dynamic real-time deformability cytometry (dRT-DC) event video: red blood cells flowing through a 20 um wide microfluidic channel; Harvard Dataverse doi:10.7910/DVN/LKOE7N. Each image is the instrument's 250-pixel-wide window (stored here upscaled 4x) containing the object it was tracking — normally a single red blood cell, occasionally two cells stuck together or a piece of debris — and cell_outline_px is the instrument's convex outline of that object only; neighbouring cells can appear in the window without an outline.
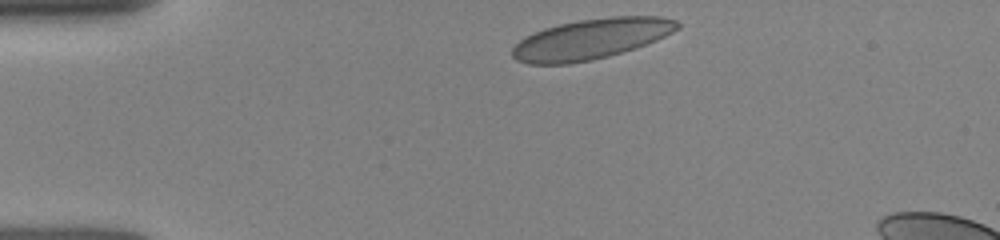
{"species": "human", "species_latin": "Homo sapiens", "temperature_condition": "room temperature", "stored_images_in_passage": 34, "camera_frame_rate_fps": 3000, "um_per_image_px": 0.085, "donor": {"sex": "female"}, "frame": {"image": 1, "passage_image": 1, "time_ms": 0.0, "image_size_px": [1000, 240], "cell_outline_px": [[680, 28], [656, 40], [636, 48], [608, 56], [592, 60], [568, 64], [528, 64], [516, 60], [512, 56], [512, 48], [520, 40], [544, 28], [560, 24], [580, 20], [612, 16], [660, 16], [676, 20], [680, 24]], "centroid_in_image_um": [50.26, 3.32], "position_along_channel_um": 34.7, "area_um2": 38.73}}
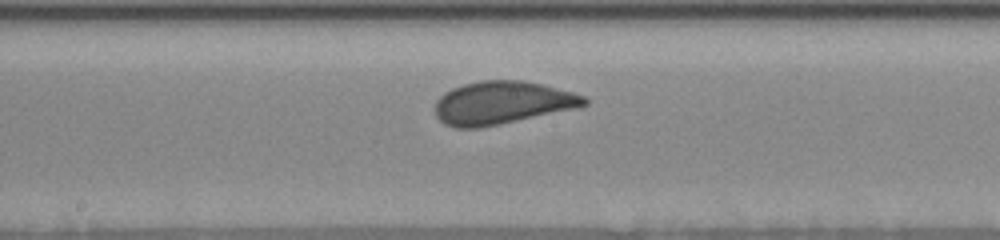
{"frame": {"image": 2, "passage_image": 14, "time_ms": 5.333, "image_size_px": [1000, 240], "cell_outline_px": [[588, 104], [580, 108], [480, 128], [456, 128], [444, 124], [436, 116], [436, 100], [444, 92], [452, 88], [464, 84], [480, 80], [524, 80], [572, 92], [584, 96], [588, 100]], "centroid_in_image_um": [42.69, 8.74], "position_along_channel_um": 205.5, "area_um2": 37.51}}
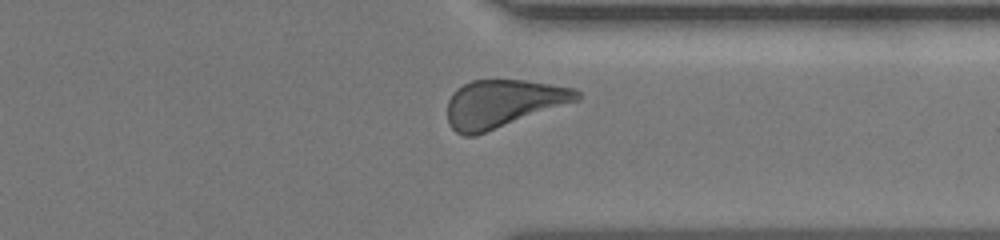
{"frame": {"image": 3, "passage_image": 28, "time_ms": 9.333, "image_size_px": [1000, 240], "cell_outline_px": [[584, 96], [580, 100], [476, 136], [464, 136], [456, 132], [448, 124], [448, 100], [452, 92], [456, 88], [472, 80], [524, 80], [576, 88]], "centroid_in_image_um": [42.77, 8.81], "position_along_channel_um": 368.6, "area_um2": 36.41}}